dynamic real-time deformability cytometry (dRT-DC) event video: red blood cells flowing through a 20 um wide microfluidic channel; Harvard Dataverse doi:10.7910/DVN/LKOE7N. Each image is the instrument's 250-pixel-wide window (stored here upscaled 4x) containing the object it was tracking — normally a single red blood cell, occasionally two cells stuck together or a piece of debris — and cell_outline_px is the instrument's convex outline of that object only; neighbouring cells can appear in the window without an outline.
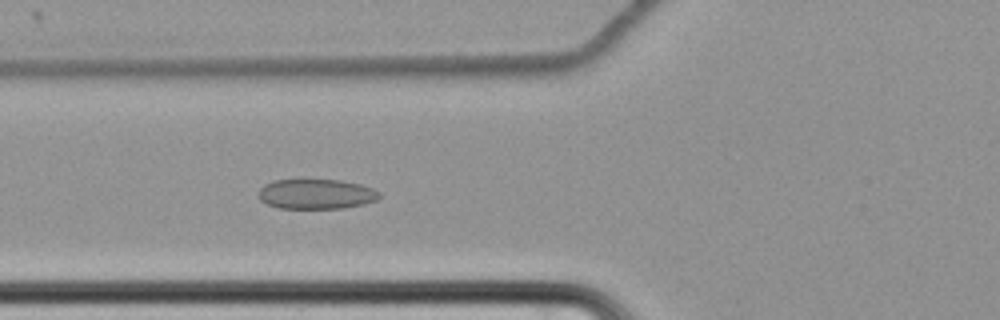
{"species": "common noctule bat (a hibernating species)", "species_latin": "Nyctalus noctula", "temperature_condition": "cold", "stored_images_in_passage": 53, "camera_frame_rate_fps": 3000, "um_per_image_px": 0.085, "animal": {"sex": "female", "body_mass_g": 22.7, "forearm_length_mm": 54.2}, "frame": {"image": 1, "passage_image": 26, "time_ms": 8.333, "image_size_px": [1000, 320], "cell_outline_px": [[380, 196], [376, 200], [364, 204], [344, 208], [280, 208], [268, 204], [260, 200], [260, 188], [264, 184], [272, 180], [340, 180], [360, 184], [372, 188], [380, 192]], "centroid_in_image_um": [26.89, 16.49], "position_along_channel_um": 98.9, "area_um2": 20.98}}
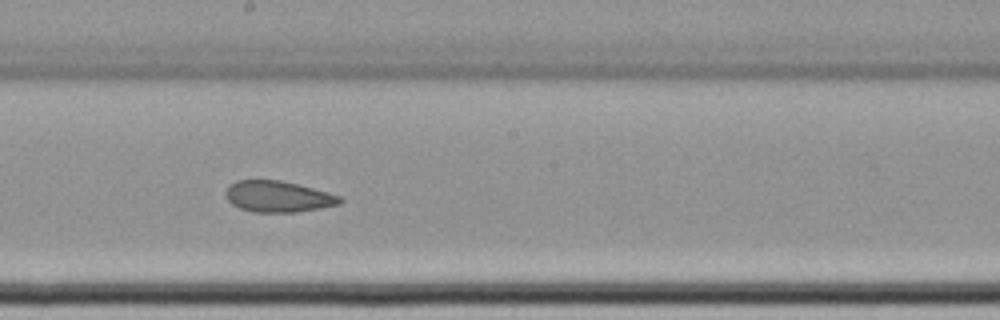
{"frame": {"image": 2, "passage_image": 37, "time_ms": 12.0, "image_size_px": [1000, 320], "cell_outline_px": [[344, 200], [340, 204], [320, 208], [296, 212], [252, 212], [240, 208], [232, 204], [228, 200], [228, 188], [236, 180], [280, 180], [312, 188], [340, 196]], "centroid_in_image_um": [23.67, 16.71], "position_along_channel_um": 224.5, "area_um2": 20.4}}
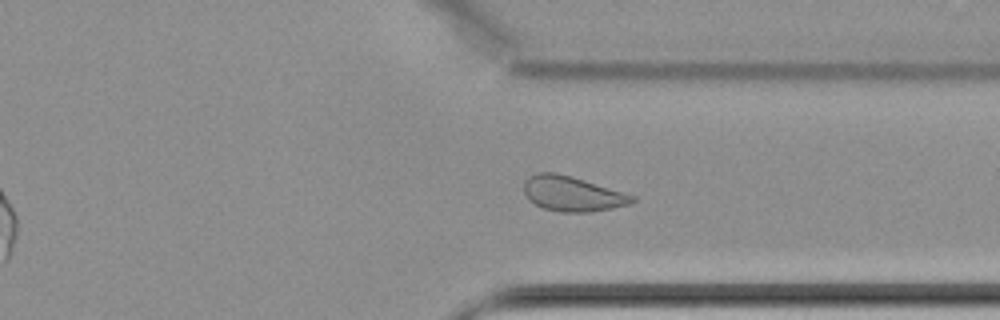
{"frame": {"image": 3, "passage_image": 49, "time_ms": 16.0, "image_size_px": [1000, 320], "cell_outline_px": [[636, 200], [628, 204], [612, 208], [588, 212], [560, 212], [544, 208], [528, 200], [524, 192], [524, 180], [528, 176], [536, 172], [556, 172], [572, 176], [636, 196]], "centroid_in_image_um": [48.61, 16.45], "position_along_channel_um": 362.8, "area_um2": 22.14}, "authors_computed_cell_mechanics": {"area_um2": 22.6576, "velocity_mm_per_s": 3.4321, "shape_relaxation_time_tau1_ms": null, "shape_relaxation_time_tau2_ms": 2.7726, "deformation_change_tau1": null, "deformation_change_tau2": 0.092}}